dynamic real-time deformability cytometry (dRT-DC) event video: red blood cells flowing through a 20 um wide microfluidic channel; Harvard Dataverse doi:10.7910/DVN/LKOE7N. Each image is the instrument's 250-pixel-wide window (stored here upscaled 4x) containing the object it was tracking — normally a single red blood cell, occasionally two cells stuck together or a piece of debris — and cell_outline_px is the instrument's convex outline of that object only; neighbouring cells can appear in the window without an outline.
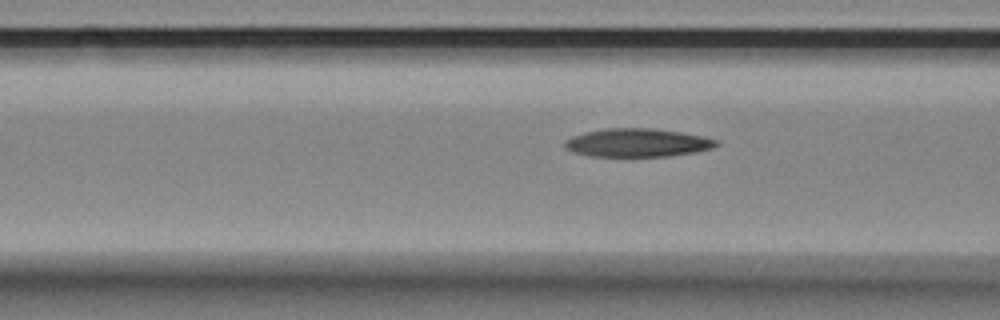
{"species": "Egyptian fruit bat (a non-hibernating species)", "species_latin": "Rousettus aegyptiacus", "temperature_condition": "room temperature", "stored_images_in_passage": 20, "camera_frame_rate_fps": 3000, "um_per_image_px": 0.085, "animal": {"sex": "female"}, "frame": {"image": 1, "passage_image": 17, "time_ms": 5.333, "image_size_px": [1000, 320], "cell_outline_px": [[720, 144], [712, 148], [696, 152], [668, 156], [588, 156], [572, 152], [564, 148], [564, 140], [572, 136], [584, 132], [608, 128], [652, 128], [680, 132], [700, 136], [716, 140]], "centroid_in_image_um": [54.12, 12.13], "position_along_channel_um": 112.5, "area_um2": 25.03}}